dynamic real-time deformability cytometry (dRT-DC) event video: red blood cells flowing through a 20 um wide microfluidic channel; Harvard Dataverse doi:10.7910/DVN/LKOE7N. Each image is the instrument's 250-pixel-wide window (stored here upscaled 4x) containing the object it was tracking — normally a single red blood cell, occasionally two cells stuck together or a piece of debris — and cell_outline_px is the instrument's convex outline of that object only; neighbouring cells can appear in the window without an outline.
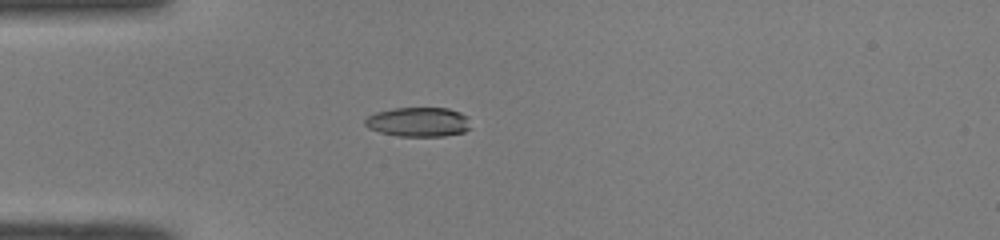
{"species": "common noctule bat (a hibernating species)", "species_latin": "Nyctalus noctula", "temperature_condition": "room temperature", "stored_images_in_passage": 37, "camera_frame_rate_fps": 3000, "um_per_image_px": 0.085, "animal": {"sex": "male", "body_mass_g": 19.0, "forearm_length_mm": 50.8}, "frame": {"image": 1, "passage_image": 1, "time_ms": 0.0, "image_size_px": [1000, 240], "cell_outline_px": [[472, 128], [464, 132], [444, 136], [400, 136], [380, 132], [368, 128], [364, 124], [364, 120], [368, 116], [376, 112], [396, 108], [448, 108], [460, 112], [468, 116]], "centroid_in_image_um": [35.6, 10.37], "position_along_channel_um": 49.4, "area_um2": 18.26}}
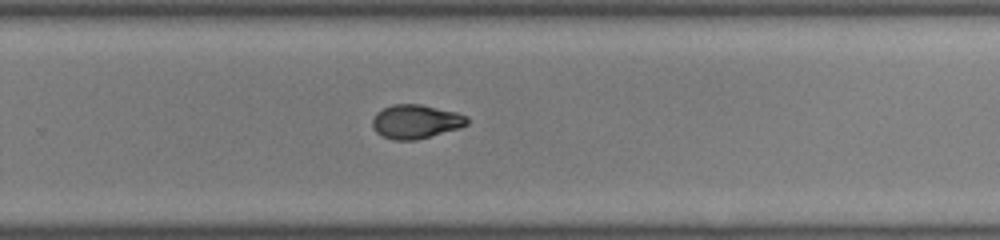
{"frame": {"image": 2, "passage_image": 20, "time_ms": 6.333, "image_size_px": [1000, 240], "cell_outline_px": [[468, 124], [460, 128], [416, 140], [392, 140], [376, 132], [372, 128], [372, 120], [376, 112], [392, 104], [420, 104], [456, 112], [468, 116]], "centroid_in_image_um": [35.33, 10.33], "position_along_channel_um": 294.5, "area_um2": 18.79}}
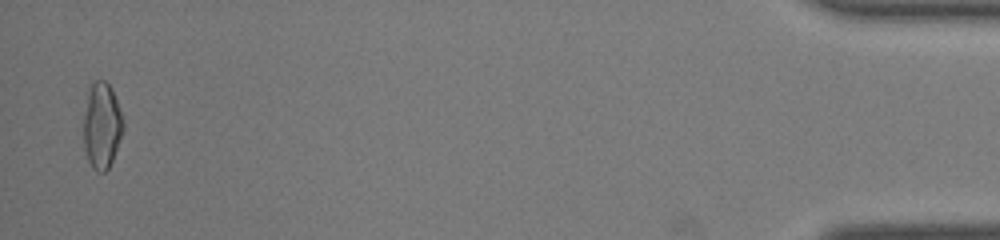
{"frame": {"image": 3, "passage_image": 36, "time_ms": 11.667, "image_size_px": [1000, 240], "cell_outline_px": [[124, 128], [112, 160], [108, 168], [104, 172], [96, 172], [92, 168], [88, 160], [84, 148], [84, 116], [88, 92], [92, 80], [104, 80], [112, 88], [124, 120]], "centroid_in_image_um": [8.66, 10.67], "position_along_channel_um": 426.5, "area_um2": 19.88}, "authors_computed_cell_mechanics": {"area_um2": 18.9006, "velocity_mm_per_s": 4.0973, "shape_relaxation_time_tau1_ms": null, "shape_relaxation_time_tau2_ms": 2.8217, "deformation_change_tau1": null, "deformation_change_tau2": 0.0662}}